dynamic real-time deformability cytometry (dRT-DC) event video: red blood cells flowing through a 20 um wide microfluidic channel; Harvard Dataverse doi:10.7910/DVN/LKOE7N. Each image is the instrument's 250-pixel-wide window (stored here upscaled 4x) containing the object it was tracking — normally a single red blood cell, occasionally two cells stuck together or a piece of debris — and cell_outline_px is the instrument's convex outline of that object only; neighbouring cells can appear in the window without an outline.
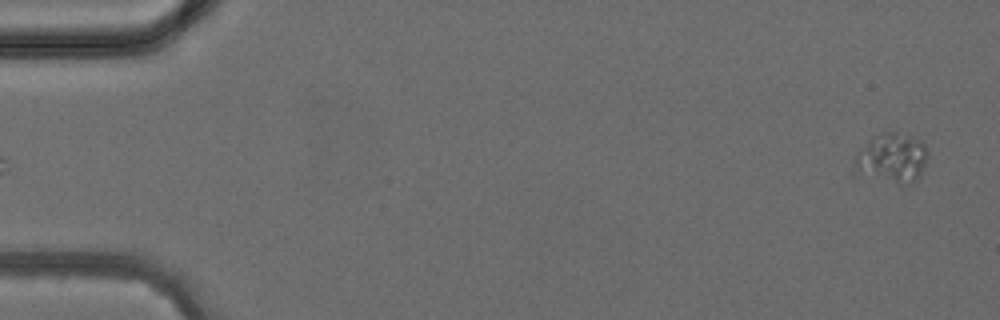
{"species": "common noctule bat (a hibernating species)", "species_latin": "Nyctalus noctula", "temperature_condition": "cold", "stored_images_in_passage": 5, "camera_frame_rate_fps": 3000, "um_per_image_px": 0.085, "animal": {"sex": "female", "body_mass_g": 24.6, "forearm_length_mm": 56.2}, "frame": {"image": 1, "passage_image": 5, "time_ms": 4.667, "image_size_px": [1000, 320], "cell_outline_px": [[928, 156], [916, 180], [908, 184], [896, 180], [856, 164], [852, 160], [872, 136], [884, 132], [896, 132], [920, 140], [924, 144], [928, 152]], "centroid_in_image_um": [75.96, 13.28], "position_along_channel_um": 9.0, "area_um2": 18.84}}